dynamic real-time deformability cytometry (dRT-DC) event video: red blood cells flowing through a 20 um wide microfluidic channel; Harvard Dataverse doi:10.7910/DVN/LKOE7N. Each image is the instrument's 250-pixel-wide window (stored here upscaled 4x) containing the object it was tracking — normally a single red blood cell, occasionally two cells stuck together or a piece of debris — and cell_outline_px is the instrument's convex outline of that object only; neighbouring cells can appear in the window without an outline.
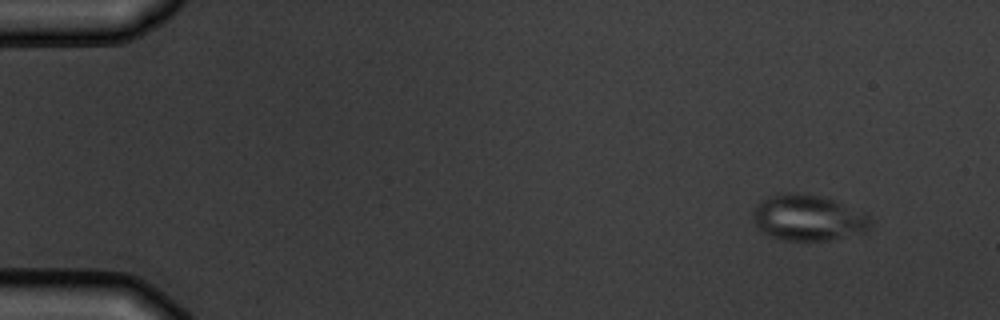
{"species": "common noctule bat (a hibernating species)", "species_latin": "Nyctalus noctula", "temperature_condition": "warm", "stored_images_in_passage": 5, "camera_frame_rate_fps": 3000, "um_per_image_px": 0.085, "animal": {"sex": "male", "body_mass_g": 19.5, "forearm_length_mm": 54.6}, "frame": {"image": 1, "passage_image": 1, "time_ms": 0.0, "image_size_px": [1000, 320], "cell_outline_px": [[872, 224], [864, 232], [828, 240], [784, 240], [760, 232], [752, 216], [752, 212], [756, 204], [760, 200], [768, 196], [784, 192], [820, 196], [832, 200], [864, 212], [868, 216]], "centroid_in_image_um": [68.64, 18.51], "position_along_channel_um": 16.4, "area_um2": 31.21}}